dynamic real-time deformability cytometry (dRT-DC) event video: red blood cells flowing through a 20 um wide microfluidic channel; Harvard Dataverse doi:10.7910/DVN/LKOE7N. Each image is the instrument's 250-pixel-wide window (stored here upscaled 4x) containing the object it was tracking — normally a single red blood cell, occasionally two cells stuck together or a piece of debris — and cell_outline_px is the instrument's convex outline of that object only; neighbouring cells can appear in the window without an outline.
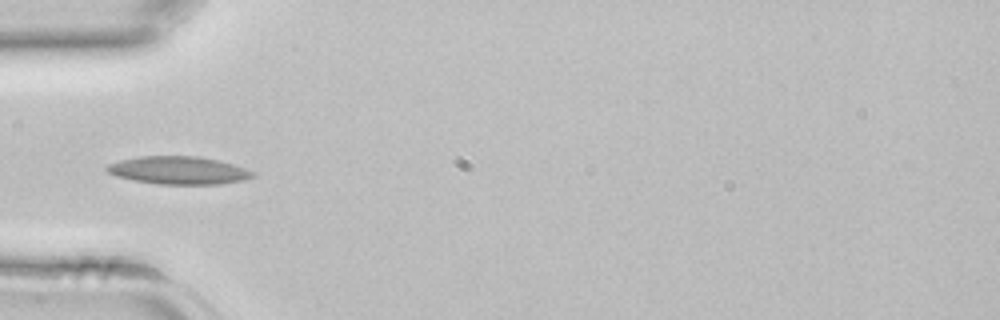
{"species": "common noctule bat (a hibernating species)", "species_latin": "Nyctalus noctula", "temperature_condition": "room temperature", "stored_images_in_passage": 29, "camera_frame_rate_fps": 3000, "um_per_image_px": 0.085, "animal": {"sex": "female", "body_mass_g": 22.7, "forearm_length_mm": 54.2}, "frame": {"image": 1, "passage_image": 1, "time_ms": 0.0, "image_size_px": [1000, 320], "cell_outline_px": [[256, 176], [244, 180], [220, 184], [156, 184], [132, 180], [116, 176], [108, 172], [104, 168], [108, 164], [120, 160], [140, 156], [196, 156], [220, 160], [256, 172]], "centroid_in_image_um": [15.18, 14.48], "position_along_channel_um": 69.8, "area_um2": 23.81}}